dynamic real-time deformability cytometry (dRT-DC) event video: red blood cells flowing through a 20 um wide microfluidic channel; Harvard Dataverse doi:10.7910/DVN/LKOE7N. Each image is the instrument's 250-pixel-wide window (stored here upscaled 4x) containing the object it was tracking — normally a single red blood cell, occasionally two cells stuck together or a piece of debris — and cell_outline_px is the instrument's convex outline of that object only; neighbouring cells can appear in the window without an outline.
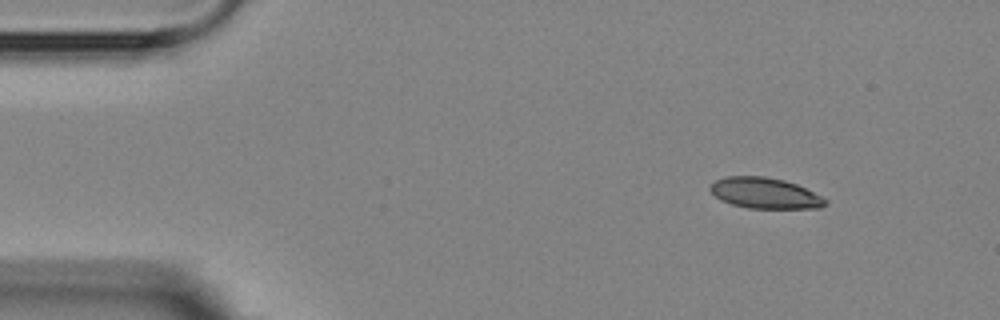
{"species": "Egyptian fruit bat (a non-hibernating species)", "species_latin": "Rousettus aegyptiacus", "temperature_condition": "room temperature", "stored_images_in_passage": 3, "camera_frame_rate_fps": 3000, "um_per_image_px": 0.085, "animal": {"sex": "female"}, "frame": {"image": 1, "passage_image": 1, "time_ms": 0.0, "image_size_px": [1000, 320], "cell_outline_px": [[828, 204], [820, 208], [748, 208], [732, 204], [720, 200], [708, 188], [716, 180], [728, 176], [764, 176], [784, 180], [796, 184], [828, 200]], "centroid_in_image_um": [65.02, 16.42], "position_along_channel_um": 20.0, "area_um2": 20.52}}
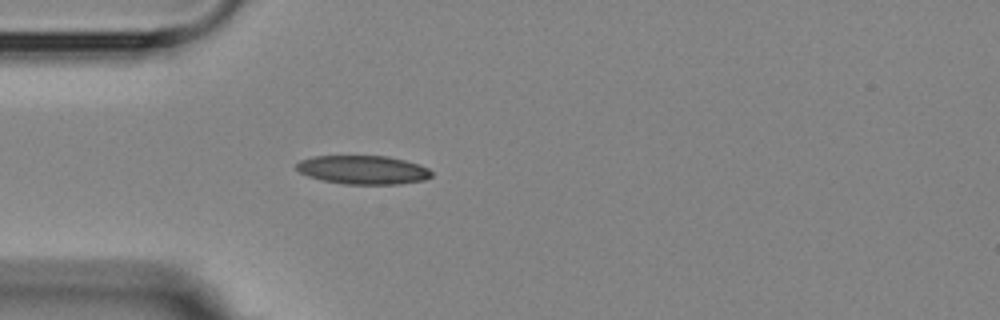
{"frame": {"image": 2, "passage_image": 3, "time_ms": 3.0, "image_size_px": [1000, 320], "cell_outline_px": [[432, 176], [424, 180], [400, 184], [344, 184], [324, 180], [308, 176], [300, 172], [296, 168], [296, 164], [300, 160], [312, 156], [388, 156], [420, 164], [428, 168], [432, 172]], "centroid_in_image_um": [30.88, 14.43], "position_along_channel_um": 54.1, "area_um2": 22.6}}